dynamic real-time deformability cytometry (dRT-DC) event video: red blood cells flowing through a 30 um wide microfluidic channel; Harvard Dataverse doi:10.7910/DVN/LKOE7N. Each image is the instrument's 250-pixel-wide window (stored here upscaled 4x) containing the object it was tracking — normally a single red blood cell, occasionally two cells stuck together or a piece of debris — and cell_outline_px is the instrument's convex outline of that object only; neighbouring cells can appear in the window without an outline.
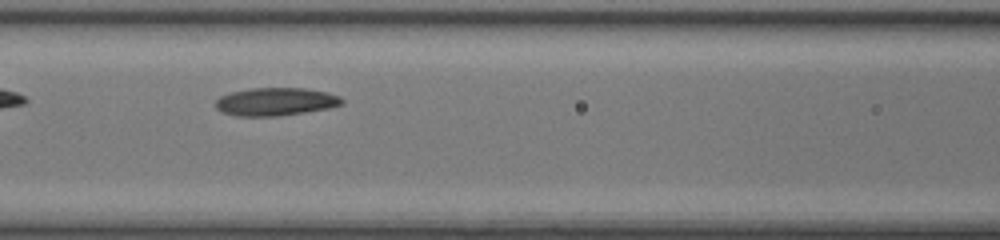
{"species": "common noctule bat (a hibernating species)", "species_latin": "Nyctalus noctula", "temperature_condition": "room temperature", "stored_images_in_passage": 34, "camera_frame_rate_fps": 3000, "um_per_image_px": 0.085, "animal": {"sex": "female", "body_mass_g": 17.0, "forearm_length_mm": 48.0}, "frame": {"image": 1, "passage_image": 6, "time_ms": 1.667, "image_size_px": [1000, 240], "cell_outline_px": [[344, 104], [328, 108], [304, 112], [276, 116], [236, 116], [224, 112], [216, 108], [216, 100], [220, 96], [232, 92], [252, 88], [304, 88], [328, 92], [340, 96], [344, 100]], "centroid_in_image_um": [23.46, 8.64], "position_along_channel_um": 143.1, "area_um2": 20.52}}
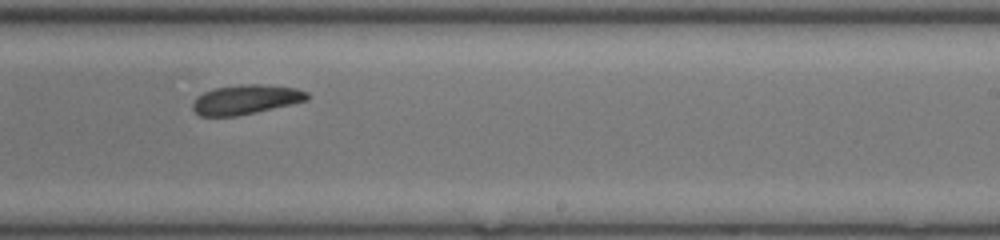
{"frame": {"image": 2, "passage_image": 15, "time_ms": 4.667, "image_size_px": [1000, 240], "cell_outline_px": [[308, 100], [256, 112], [236, 116], [200, 116], [192, 108], [192, 104], [196, 96], [212, 88], [244, 84], [264, 84], [296, 88], [308, 92]], "centroid_in_image_um": [20.87, 8.45], "position_along_channel_um": 268.1, "area_um2": 19.71}}